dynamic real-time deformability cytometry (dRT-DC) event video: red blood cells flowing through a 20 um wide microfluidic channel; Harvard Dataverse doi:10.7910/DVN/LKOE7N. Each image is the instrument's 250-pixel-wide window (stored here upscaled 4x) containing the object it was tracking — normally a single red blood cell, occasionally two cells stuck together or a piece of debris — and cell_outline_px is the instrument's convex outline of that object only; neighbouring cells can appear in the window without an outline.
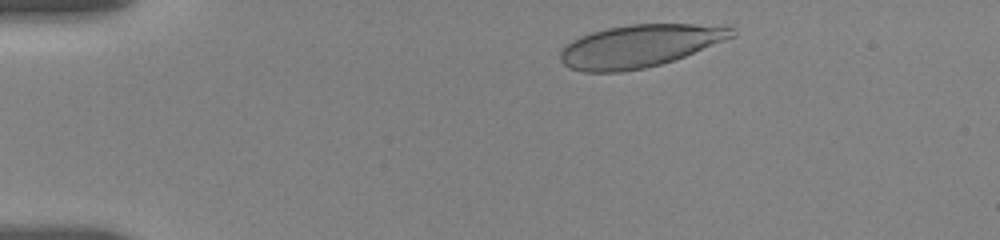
{"species": "human", "species_latin": "Homo sapiens", "temperature_condition": "room temperature", "stored_images_in_passage": 34, "camera_frame_rate_fps": 3000, "um_per_image_px": 0.085, "donor": {"sex": "female"}, "frame": {"image": 1, "passage_image": 3, "time_ms": 1.0, "image_size_px": [1000, 240], "cell_outline_px": [[736, 36], [684, 56], [660, 64], [644, 68], [620, 72], [584, 72], [568, 68], [560, 60], [560, 52], [572, 40], [580, 36], [592, 32], [608, 28], [632, 24], [732, 24]], "centroid_in_image_um": [54.41, 3.89], "position_along_channel_um": 30.6, "area_um2": 42.66}}
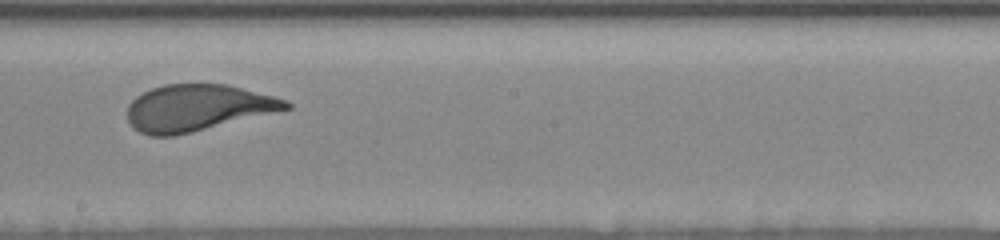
{"frame": {"image": 2, "passage_image": 20, "time_ms": 8.333, "image_size_px": [1000, 240], "cell_outline_px": [[292, 108], [192, 132], [172, 136], [152, 136], [140, 132], [128, 120], [128, 104], [136, 96], [152, 88], [164, 84], [224, 84], [276, 96], [288, 100], [292, 104]], "centroid_in_image_um": [16.81, 9.16], "position_along_channel_um": 231.4, "area_um2": 42.71}}
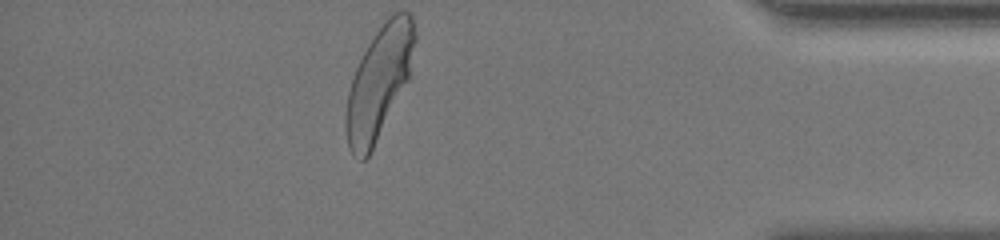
{"frame": {"image": 3, "passage_image": 34, "time_ms": 14.0, "image_size_px": [1000, 240], "cell_outline_px": [[416, 40], [408, 80], [368, 156], [364, 160], [360, 160], [348, 148], [344, 124], [344, 116], [348, 92], [356, 68], [368, 44], [384, 20], [388, 16], [396, 12], [412, 12], [416, 32]], "centroid_in_image_um": [32.21, 6.97], "position_along_channel_um": 403.0, "area_um2": 44.51}, "authors_computed_cell_mechanics": {"area_um2": 43.8702, "velocity_mm_per_s": 3.6083, "shape_relaxation_time_tau1_ms": 3.4775, "shape_relaxation_time_tau2_ms": null, "deformation_change_tau1": 0.1661, "deformation_change_tau2": null}}